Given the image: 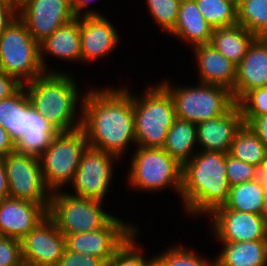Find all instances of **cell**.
<instances>
[{"label":"cell","instance_id":"obj_1","mask_svg":"<svg viewBox=\"0 0 267 266\" xmlns=\"http://www.w3.org/2000/svg\"><path fill=\"white\" fill-rule=\"evenodd\" d=\"M133 95L125 88L91 91L82 96V126L88 146L120 157L136 144Z\"/></svg>","mask_w":267,"mask_h":266},{"label":"cell","instance_id":"obj_2","mask_svg":"<svg viewBox=\"0 0 267 266\" xmlns=\"http://www.w3.org/2000/svg\"><path fill=\"white\" fill-rule=\"evenodd\" d=\"M183 165L180 196L191 214H210L223 206L230 186L226 175L227 153L203 151Z\"/></svg>","mask_w":267,"mask_h":266},{"label":"cell","instance_id":"obj_3","mask_svg":"<svg viewBox=\"0 0 267 266\" xmlns=\"http://www.w3.org/2000/svg\"><path fill=\"white\" fill-rule=\"evenodd\" d=\"M72 76L54 71L44 73L26 86L32 107L45 116L58 132H70L81 128L82 117L74 122L78 102V90ZM75 123V124H74Z\"/></svg>","mask_w":267,"mask_h":266},{"label":"cell","instance_id":"obj_4","mask_svg":"<svg viewBox=\"0 0 267 266\" xmlns=\"http://www.w3.org/2000/svg\"><path fill=\"white\" fill-rule=\"evenodd\" d=\"M146 91L142 98L133 96L136 143L138 147L163 148L177 118L174 101L161 83Z\"/></svg>","mask_w":267,"mask_h":266},{"label":"cell","instance_id":"obj_5","mask_svg":"<svg viewBox=\"0 0 267 266\" xmlns=\"http://www.w3.org/2000/svg\"><path fill=\"white\" fill-rule=\"evenodd\" d=\"M0 71L14 76L22 84L45 73L40 44L19 18L0 35Z\"/></svg>","mask_w":267,"mask_h":266},{"label":"cell","instance_id":"obj_6","mask_svg":"<svg viewBox=\"0 0 267 266\" xmlns=\"http://www.w3.org/2000/svg\"><path fill=\"white\" fill-rule=\"evenodd\" d=\"M88 147L82 128L70 132H58L51 145L39 157L43 180L51 191L73 182L81 156Z\"/></svg>","mask_w":267,"mask_h":266},{"label":"cell","instance_id":"obj_7","mask_svg":"<svg viewBox=\"0 0 267 266\" xmlns=\"http://www.w3.org/2000/svg\"><path fill=\"white\" fill-rule=\"evenodd\" d=\"M161 84L173 98L176 117L195 124L218 118L235 104L232 92L223 86L200 83L172 88L165 81Z\"/></svg>","mask_w":267,"mask_h":266},{"label":"cell","instance_id":"obj_8","mask_svg":"<svg viewBox=\"0 0 267 266\" xmlns=\"http://www.w3.org/2000/svg\"><path fill=\"white\" fill-rule=\"evenodd\" d=\"M137 148L131 159L129 185L150 192L173 186L180 196L183 166L163 148Z\"/></svg>","mask_w":267,"mask_h":266},{"label":"cell","instance_id":"obj_9","mask_svg":"<svg viewBox=\"0 0 267 266\" xmlns=\"http://www.w3.org/2000/svg\"><path fill=\"white\" fill-rule=\"evenodd\" d=\"M101 204L100 200L76 197L61 190L55 191L51 193L48 215L65 236L96 231L114 217L103 211Z\"/></svg>","mask_w":267,"mask_h":266},{"label":"cell","instance_id":"obj_10","mask_svg":"<svg viewBox=\"0 0 267 266\" xmlns=\"http://www.w3.org/2000/svg\"><path fill=\"white\" fill-rule=\"evenodd\" d=\"M9 197L41 204L47 211L51 191L43 180L39 158L16 150L3 157Z\"/></svg>","mask_w":267,"mask_h":266},{"label":"cell","instance_id":"obj_11","mask_svg":"<svg viewBox=\"0 0 267 266\" xmlns=\"http://www.w3.org/2000/svg\"><path fill=\"white\" fill-rule=\"evenodd\" d=\"M125 223L113 217L99 230L68 234L66 248L81 255L97 257L107 264L116 251L137 230L134 226Z\"/></svg>","mask_w":267,"mask_h":266},{"label":"cell","instance_id":"obj_12","mask_svg":"<svg viewBox=\"0 0 267 266\" xmlns=\"http://www.w3.org/2000/svg\"><path fill=\"white\" fill-rule=\"evenodd\" d=\"M113 159H119L92 147L83 152L72 185L73 196L103 201L112 180Z\"/></svg>","mask_w":267,"mask_h":266},{"label":"cell","instance_id":"obj_13","mask_svg":"<svg viewBox=\"0 0 267 266\" xmlns=\"http://www.w3.org/2000/svg\"><path fill=\"white\" fill-rule=\"evenodd\" d=\"M21 242L23 264L57 266L66 248V236L47 215Z\"/></svg>","mask_w":267,"mask_h":266},{"label":"cell","instance_id":"obj_14","mask_svg":"<svg viewBox=\"0 0 267 266\" xmlns=\"http://www.w3.org/2000/svg\"><path fill=\"white\" fill-rule=\"evenodd\" d=\"M18 18L40 44L75 16L65 0H25L18 6Z\"/></svg>","mask_w":267,"mask_h":266},{"label":"cell","instance_id":"obj_15","mask_svg":"<svg viewBox=\"0 0 267 266\" xmlns=\"http://www.w3.org/2000/svg\"><path fill=\"white\" fill-rule=\"evenodd\" d=\"M209 215L213 217L215 235L221 242L267 240V215L226 209L219 206Z\"/></svg>","mask_w":267,"mask_h":266},{"label":"cell","instance_id":"obj_16","mask_svg":"<svg viewBox=\"0 0 267 266\" xmlns=\"http://www.w3.org/2000/svg\"><path fill=\"white\" fill-rule=\"evenodd\" d=\"M83 13L80 17L81 60L93 61L111 52L119 42V35L98 12L86 9Z\"/></svg>","mask_w":267,"mask_h":266},{"label":"cell","instance_id":"obj_17","mask_svg":"<svg viewBox=\"0 0 267 266\" xmlns=\"http://www.w3.org/2000/svg\"><path fill=\"white\" fill-rule=\"evenodd\" d=\"M47 215L39 203L10 197L0 200V236L21 240Z\"/></svg>","mask_w":267,"mask_h":266},{"label":"cell","instance_id":"obj_18","mask_svg":"<svg viewBox=\"0 0 267 266\" xmlns=\"http://www.w3.org/2000/svg\"><path fill=\"white\" fill-rule=\"evenodd\" d=\"M197 125V143L203 151L229 153L237 132L244 125L241 110L235 103L218 118L202 121Z\"/></svg>","mask_w":267,"mask_h":266},{"label":"cell","instance_id":"obj_19","mask_svg":"<svg viewBox=\"0 0 267 266\" xmlns=\"http://www.w3.org/2000/svg\"><path fill=\"white\" fill-rule=\"evenodd\" d=\"M267 87V45L258 37L236 68V80L231 91L237 103L248 91Z\"/></svg>","mask_w":267,"mask_h":266},{"label":"cell","instance_id":"obj_20","mask_svg":"<svg viewBox=\"0 0 267 266\" xmlns=\"http://www.w3.org/2000/svg\"><path fill=\"white\" fill-rule=\"evenodd\" d=\"M192 48L195 51L196 60H198L200 83L219 85L232 91L235 85L237 66L210 43Z\"/></svg>","mask_w":267,"mask_h":266},{"label":"cell","instance_id":"obj_21","mask_svg":"<svg viewBox=\"0 0 267 266\" xmlns=\"http://www.w3.org/2000/svg\"><path fill=\"white\" fill-rule=\"evenodd\" d=\"M51 54L64 60L81 61L80 17H75L57 28L49 37L40 43V59L45 73L47 66L43 54Z\"/></svg>","mask_w":267,"mask_h":266},{"label":"cell","instance_id":"obj_22","mask_svg":"<svg viewBox=\"0 0 267 266\" xmlns=\"http://www.w3.org/2000/svg\"><path fill=\"white\" fill-rule=\"evenodd\" d=\"M213 29L199 12L195 0H181L175 27L169 34L195 47L210 43Z\"/></svg>","mask_w":267,"mask_h":266},{"label":"cell","instance_id":"obj_23","mask_svg":"<svg viewBox=\"0 0 267 266\" xmlns=\"http://www.w3.org/2000/svg\"><path fill=\"white\" fill-rule=\"evenodd\" d=\"M22 85L12 96L0 100V125L16 143L30 131L31 102Z\"/></svg>","mask_w":267,"mask_h":266},{"label":"cell","instance_id":"obj_24","mask_svg":"<svg viewBox=\"0 0 267 266\" xmlns=\"http://www.w3.org/2000/svg\"><path fill=\"white\" fill-rule=\"evenodd\" d=\"M267 184L262 175L255 180L230 187L226 209L258 215L267 213Z\"/></svg>","mask_w":267,"mask_h":266},{"label":"cell","instance_id":"obj_25","mask_svg":"<svg viewBox=\"0 0 267 266\" xmlns=\"http://www.w3.org/2000/svg\"><path fill=\"white\" fill-rule=\"evenodd\" d=\"M216 266H267V240L221 242Z\"/></svg>","mask_w":267,"mask_h":266},{"label":"cell","instance_id":"obj_26","mask_svg":"<svg viewBox=\"0 0 267 266\" xmlns=\"http://www.w3.org/2000/svg\"><path fill=\"white\" fill-rule=\"evenodd\" d=\"M256 38L255 34L236 24L229 27L214 28L210 44L237 66Z\"/></svg>","mask_w":267,"mask_h":266},{"label":"cell","instance_id":"obj_27","mask_svg":"<svg viewBox=\"0 0 267 266\" xmlns=\"http://www.w3.org/2000/svg\"><path fill=\"white\" fill-rule=\"evenodd\" d=\"M196 142L197 125L187 120L176 118L168 130L163 149L183 166L195 155L192 154V149H194Z\"/></svg>","mask_w":267,"mask_h":266},{"label":"cell","instance_id":"obj_28","mask_svg":"<svg viewBox=\"0 0 267 266\" xmlns=\"http://www.w3.org/2000/svg\"><path fill=\"white\" fill-rule=\"evenodd\" d=\"M229 154L261 171L267 163V149L248 125H243L231 144Z\"/></svg>","mask_w":267,"mask_h":266},{"label":"cell","instance_id":"obj_29","mask_svg":"<svg viewBox=\"0 0 267 266\" xmlns=\"http://www.w3.org/2000/svg\"><path fill=\"white\" fill-rule=\"evenodd\" d=\"M199 12L213 28L237 24V3L232 0H195Z\"/></svg>","mask_w":267,"mask_h":266},{"label":"cell","instance_id":"obj_30","mask_svg":"<svg viewBox=\"0 0 267 266\" xmlns=\"http://www.w3.org/2000/svg\"><path fill=\"white\" fill-rule=\"evenodd\" d=\"M237 25L258 36L267 28V0H240L237 4Z\"/></svg>","mask_w":267,"mask_h":266},{"label":"cell","instance_id":"obj_31","mask_svg":"<svg viewBox=\"0 0 267 266\" xmlns=\"http://www.w3.org/2000/svg\"><path fill=\"white\" fill-rule=\"evenodd\" d=\"M166 251L153 258L154 266H216V261L210 263L182 246H174Z\"/></svg>","mask_w":267,"mask_h":266},{"label":"cell","instance_id":"obj_32","mask_svg":"<svg viewBox=\"0 0 267 266\" xmlns=\"http://www.w3.org/2000/svg\"><path fill=\"white\" fill-rule=\"evenodd\" d=\"M146 2L155 22L170 33L175 27L181 0H146Z\"/></svg>","mask_w":267,"mask_h":266},{"label":"cell","instance_id":"obj_33","mask_svg":"<svg viewBox=\"0 0 267 266\" xmlns=\"http://www.w3.org/2000/svg\"><path fill=\"white\" fill-rule=\"evenodd\" d=\"M135 233L116 251L114 257L106 266H154V259H145L135 245Z\"/></svg>","mask_w":267,"mask_h":266},{"label":"cell","instance_id":"obj_34","mask_svg":"<svg viewBox=\"0 0 267 266\" xmlns=\"http://www.w3.org/2000/svg\"><path fill=\"white\" fill-rule=\"evenodd\" d=\"M262 171L249 163L234 158L229 153L226 156V175L229 186L258 179Z\"/></svg>","mask_w":267,"mask_h":266},{"label":"cell","instance_id":"obj_35","mask_svg":"<svg viewBox=\"0 0 267 266\" xmlns=\"http://www.w3.org/2000/svg\"><path fill=\"white\" fill-rule=\"evenodd\" d=\"M58 133H24L15 143V150L19 153L35 156L39 158L51 145L54 137Z\"/></svg>","mask_w":267,"mask_h":266},{"label":"cell","instance_id":"obj_36","mask_svg":"<svg viewBox=\"0 0 267 266\" xmlns=\"http://www.w3.org/2000/svg\"><path fill=\"white\" fill-rule=\"evenodd\" d=\"M236 104L242 116L267 115V87L248 91Z\"/></svg>","mask_w":267,"mask_h":266},{"label":"cell","instance_id":"obj_37","mask_svg":"<svg viewBox=\"0 0 267 266\" xmlns=\"http://www.w3.org/2000/svg\"><path fill=\"white\" fill-rule=\"evenodd\" d=\"M20 240L0 236V266H22Z\"/></svg>","mask_w":267,"mask_h":266},{"label":"cell","instance_id":"obj_38","mask_svg":"<svg viewBox=\"0 0 267 266\" xmlns=\"http://www.w3.org/2000/svg\"><path fill=\"white\" fill-rule=\"evenodd\" d=\"M107 264L97 257L81 255L65 248L64 253L57 266H106Z\"/></svg>","mask_w":267,"mask_h":266},{"label":"cell","instance_id":"obj_39","mask_svg":"<svg viewBox=\"0 0 267 266\" xmlns=\"http://www.w3.org/2000/svg\"><path fill=\"white\" fill-rule=\"evenodd\" d=\"M18 18V6L7 0H0V35Z\"/></svg>","mask_w":267,"mask_h":266},{"label":"cell","instance_id":"obj_40","mask_svg":"<svg viewBox=\"0 0 267 266\" xmlns=\"http://www.w3.org/2000/svg\"><path fill=\"white\" fill-rule=\"evenodd\" d=\"M242 117L244 119V124L248 125L253 130L267 149V115Z\"/></svg>","mask_w":267,"mask_h":266},{"label":"cell","instance_id":"obj_41","mask_svg":"<svg viewBox=\"0 0 267 266\" xmlns=\"http://www.w3.org/2000/svg\"><path fill=\"white\" fill-rule=\"evenodd\" d=\"M30 132L32 133H58L49 123L48 119L37 112L31 105Z\"/></svg>","mask_w":267,"mask_h":266},{"label":"cell","instance_id":"obj_42","mask_svg":"<svg viewBox=\"0 0 267 266\" xmlns=\"http://www.w3.org/2000/svg\"><path fill=\"white\" fill-rule=\"evenodd\" d=\"M22 85L14 76L0 71V100L12 96Z\"/></svg>","mask_w":267,"mask_h":266},{"label":"cell","instance_id":"obj_43","mask_svg":"<svg viewBox=\"0 0 267 266\" xmlns=\"http://www.w3.org/2000/svg\"><path fill=\"white\" fill-rule=\"evenodd\" d=\"M15 151V142L10 134L0 125V157L8 155Z\"/></svg>","mask_w":267,"mask_h":266},{"label":"cell","instance_id":"obj_44","mask_svg":"<svg viewBox=\"0 0 267 266\" xmlns=\"http://www.w3.org/2000/svg\"><path fill=\"white\" fill-rule=\"evenodd\" d=\"M9 198V186L3 158L0 157V200Z\"/></svg>","mask_w":267,"mask_h":266},{"label":"cell","instance_id":"obj_45","mask_svg":"<svg viewBox=\"0 0 267 266\" xmlns=\"http://www.w3.org/2000/svg\"><path fill=\"white\" fill-rule=\"evenodd\" d=\"M91 0H77L76 4L72 7L75 17H81V10L89 5Z\"/></svg>","mask_w":267,"mask_h":266},{"label":"cell","instance_id":"obj_46","mask_svg":"<svg viewBox=\"0 0 267 266\" xmlns=\"http://www.w3.org/2000/svg\"><path fill=\"white\" fill-rule=\"evenodd\" d=\"M264 44L267 45V28L264 29L258 36H257Z\"/></svg>","mask_w":267,"mask_h":266},{"label":"cell","instance_id":"obj_47","mask_svg":"<svg viewBox=\"0 0 267 266\" xmlns=\"http://www.w3.org/2000/svg\"><path fill=\"white\" fill-rule=\"evenodd\" d=\"M261 175H262V177H263L265 183L267 184V163H266V165L264 166Z\"/></svg>","mask_w":267,"mask_h":266},{"label":"cell","instance_id":"obj_48","mask_svg":"<svg viewBox=\"0 0 267 266\" xmlns=\"http://www.w3.org/2000/svg\"><path fill=\"white\" fill-rule=\"evenodd\" d=\"M67 3H69L72 7L76 4L77 0H65Z\"/></svg>","mask_w":267,"mask_h":266},{"label":"cell","instance_id":"obj_49","mask_svg":"<svg viewBox=\"0 0 267 266\" xmlns=\"http://www.w3.org/2000/svg\"><path fill=\"white\" fill-rule=\"evenodd\" d=\"M25 0H14V3L19 6L21 3H23Z\"/></svg>","mask_w":267,"mask_h":266},{"label":"cell","instance_id":"obj_50","mask_svg":"<svg viewBox=\"0 0 267 266\" xmlns=\"http://www.w3.org/2000/svg\"><path fill=\"white\" fill-rule=\"evenodd\" d=\"M232 1H234L237 4L240 2V0H232Z\"/></svg>","mask_w":267,"mask_h":266}]
</instances>
